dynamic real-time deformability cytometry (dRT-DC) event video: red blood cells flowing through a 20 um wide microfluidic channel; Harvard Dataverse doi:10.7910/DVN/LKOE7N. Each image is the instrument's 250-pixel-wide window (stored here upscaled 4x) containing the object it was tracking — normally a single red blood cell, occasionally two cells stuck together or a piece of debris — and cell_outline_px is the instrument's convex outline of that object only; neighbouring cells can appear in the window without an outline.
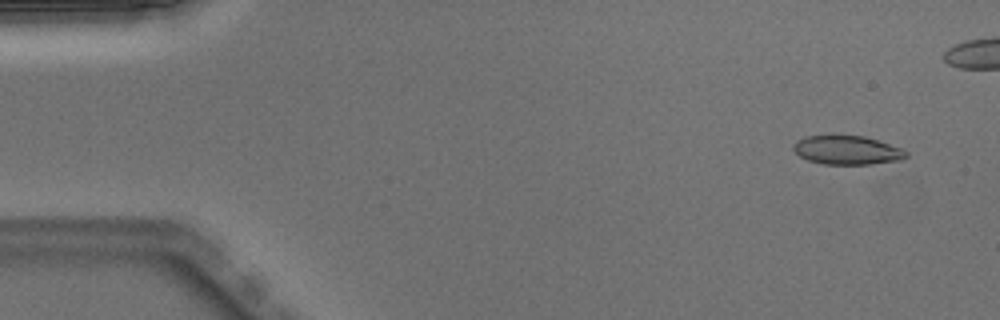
{"species": "Egyptian fruit bat (a non-hibernating species)", "species_latin": "Rousettus aegyptiacus", "temperature_condition": "warm", "stored_images_in_passage": 48, "camera_frame_rate_fps": 3000, "um_per_image_px": 0.085, "animal": {"sex": "male"}, "frame": {"image": 1, "passage_image": 3, "time_ms": 0.667, "image_size_px": [1000, 320], "cell_outline_px": [[908, 156], [900, 160], [872, 164], [824, 164], [808, 160], [800, 156], [792, 148], [792, 144], [796, 140], [804, 136], [836, 132], [864, 136], [900, 148], [908, 152]], "centroid_in_image_um": [71.93, 12.71], "position_along_channel_um": 13.1, "area_um2": 19.65}}
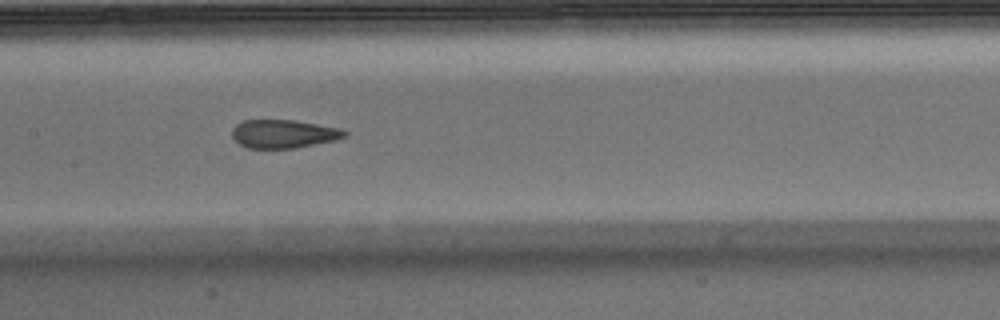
{"frame": {"image": 2, "passage_image": 24, "time_ms": 7.667, "image_size_px": [1000, 320], "cell_outline_px": [[348, 136], [336, 140], [296, 148], [248, 148], [240, 144], [232, 136], [232, 128], [236, 124], [244, 120], [296, 120], [340, 128], [348, 132]], "centroid_in_image_um": [24.14, 11.37], "position_along_channel_um": 183.3, "area_um2": 18.73}}
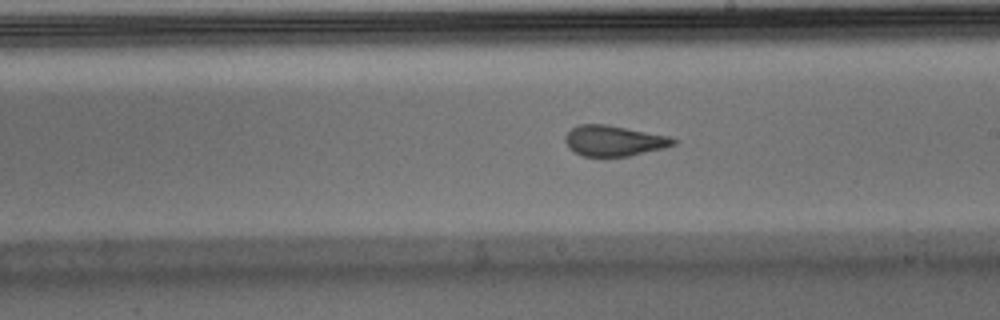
{"frame": {"image": 3, "passage_image": 28, "time_ms": 9.0, "image_size_px": [1000, 320], "cell_outline_px": [[676, 144], [664, 148], [628, 156], [580, 156], [572, 152], [568, 148], [564, 140], [564, 136], [572, 128], [580, 124], [604, 124], [668, 136], [676, 140]], "centroid_in_image_um": [52.12, 11.98], "position_along_channel_um": 236.9, "area_um2": 19.19}}